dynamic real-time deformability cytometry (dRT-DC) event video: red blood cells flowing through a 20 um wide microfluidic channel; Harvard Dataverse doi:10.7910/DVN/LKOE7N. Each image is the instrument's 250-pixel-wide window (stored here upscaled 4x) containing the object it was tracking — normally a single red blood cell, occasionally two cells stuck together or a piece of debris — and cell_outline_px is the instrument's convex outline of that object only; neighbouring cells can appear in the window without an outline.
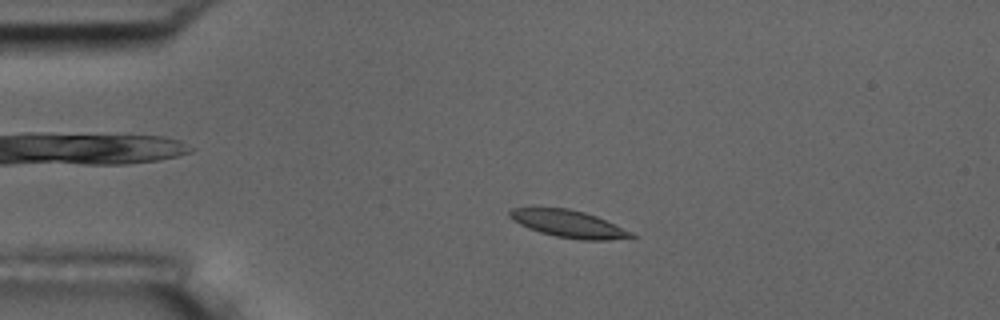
{"species": "common noctule bat (a hibernating species)", "species_latin": "Nyctalus noctula", "temperature_condition": "room temperature", "stored_images_in_passage": 55, "camera_frame_rate_fps": 3000, "um_per_image_px": 0.085, "animal": {"sex": "male", "body_mass_g": 17.5, "forearm_length_mm": 52.3}, "frame": {"image": 1, "passage_image": 11, "time_ms": 3.333, "image_size_px": [1000, 320], "cell_outline_px": [[640, 236], [608, 240], [580, 240], [556, 236], [540, 232], [528, 228], [512, 220], [508, 216], [508, 212], [512, 208], [568, 208], [584, 212], [596, 216], [632, 232]], "centroid_in_image_um": [48.33, 19.03], "position_along_channel_um": 36.7, "area_um2": 19.19}}
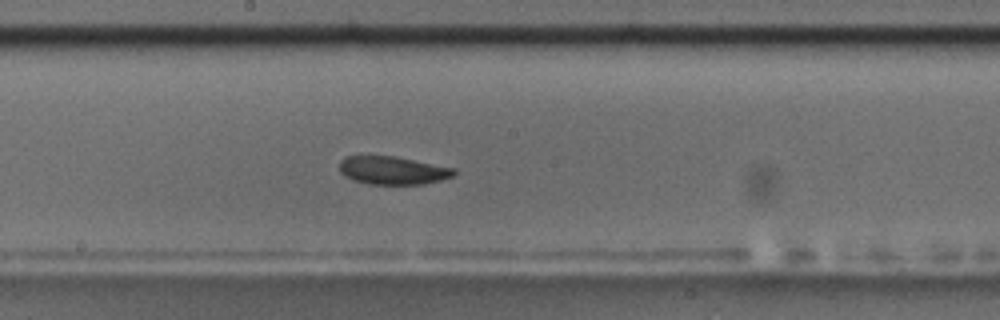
{"frame": {"image": 2, "passage_image": 29, "time_ms": 9.333, "image_size_px": [1000, 320], "cell_outline_px": [[456, 172], [452, 176], [440, 180], [424, 184], [368, 184], [352, 180], [344, 176], [340, 172], [340, 160], [344, 156], [396, 156], [456, 168]], "centroid_in_image_um": [33.37, 14.48], "position_along_channel_um": 214.8, "area_um2": 18.9}}
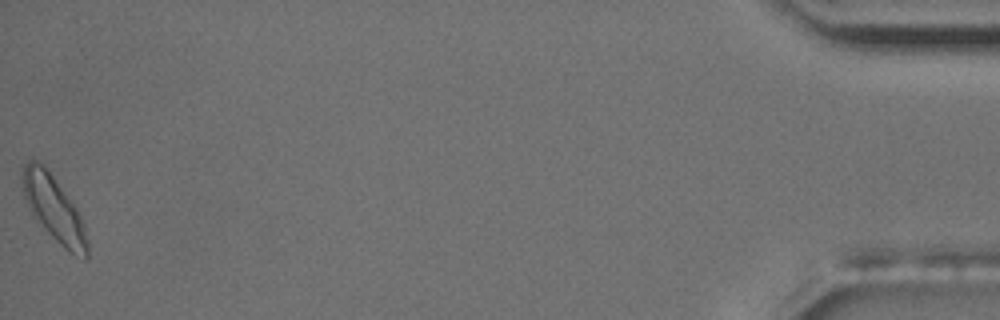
{"frame": {"image": 3, "passage_image": 55, "time_ms": 18.0, "image_size_px": [1000, 320], "cell_outline_px": [[88, 256], [84, 260], [68, 252], [32, 216], [24, 196], [20, 168], [28, 160], [36, 160], [44, 164], [76, 208], [84, 224], [88, 240]], "centroid_in_image_um": [4.56, 17.73], "position_along_channel_um": 430.6, "area_um2": 24.8}, "authors_computed_cell_mechanics": {"area_um2": 19.1318, "velocity_mm_per_s": 3.5875, "shape_relaxation_time_tau1_ms": 3.1106, "shape_relaxation_time_tau2_ms": 5.0029, "deformation_change_tau1": 0.1099, "deformation_change_tau2": 0.1168}}